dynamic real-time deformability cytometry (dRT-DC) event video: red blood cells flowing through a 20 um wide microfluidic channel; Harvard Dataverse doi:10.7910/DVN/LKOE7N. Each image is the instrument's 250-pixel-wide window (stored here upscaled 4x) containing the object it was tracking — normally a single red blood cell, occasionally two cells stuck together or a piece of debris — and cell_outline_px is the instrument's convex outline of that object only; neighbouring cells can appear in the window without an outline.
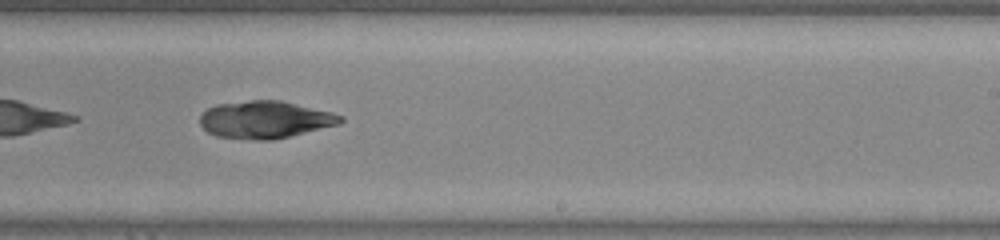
{"species": "common noctule bat (a hibernating species)", "species_latin": "Nyctalus noctula", "temperature_condition": "warm", "stored_images_in_passage": 32, "camera_frame_rate_fps": 3000, "um_per_image_px": 0.085, "animal": {"sex": "male", "body_mass_g": 20.0, "forearm_length_mm": 53.3}, "frame": {"image": 1, "passage_image": 19, "time_ms": 6.0, "image_size_px": [1000, 240], "cell_outline_px": [[344, 120], [340, 124], [272, 140], [256, 140], [216, 136], [208, 132], [200, 124], [200, 116], [208, 108], [216, 104], [248, 100], [280, 100], [332, 112], [344, 116]], "centroid_in_image_um": [22.54, 10.16], "position_along_channel_um": 266.5, "area_um2": 30.58}}